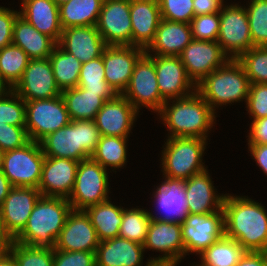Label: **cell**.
Instances as JSON below:
<instances>
[{
    "instance_id": "cell-1",
    "label": "cell",
    "mask_w": 267,
    "mask_h": 266,
    "mask_svg": "<svg viewBox=\"0 0 267 266\" xmlns=\"http://www.w3.org/2000/svg\"><path fill=\"white\" fill-rule=\"evenodd\" d=\"M224 235L246 251L267 252V212L248 197L226 195L223 202Z\"/></svg>"
},
{
    "instance_id": "cell-2",
    "label": "cell",
    "mask_w": 267,
    "mask_h": 266,
    "mask_svg": "<svg viewBox=\"0 0 267 266\" xmlns=\"http://www.w3.org/2000/svg\"><path fill=\"white\" fill-rule=\"evenodd\" d=\"M71 211L67 198L41 196L25 228L13 241L33 247L54 248Z\"/></svg>"
},
{
    "instance_id": "cell-3",
    "label": "cell",
    "mask_w": 267,
    "mask_h": 266,
    "mask_svg": "<svg viewBox=\"0 0 267 266\" xmlns=\"http://www.w3.org/2000/svg\"><path fill=\"white\" fill-rule=\"evenodd\" d=\"M168 105L166 101L158 112L171 133L168 138H207L206 134L213 126L216 116L196 90L186 97L176 99L172 106Z\"/></svg>"
},
{
    "instance_id": "cell-4",
    "label": "cell",
    "mask_w": 267,
    "mask_h": 266,
    "mask_svg": "<svg viewBox=\"0 0 267 266\" xmlns=\"http://www.w3.org/2000/svg\"><path fill=\"white\" fill-rule=\"evenodd\" d=\"M100 137L94 120H71L39 143L45 157L69 158L80 162L91 158Z\"/></svg>"
},
{
    "instance_id": "cell-5",
    "label": "cell",
    "mask_w": 267,
    "mask_h": 266,
    "mask_svg": "<svg viewBox=\"0 0 267 266\" xmlns=\"http://www.w3.org/2000/svg\"><path fill=\"white\" fill-rule=\"evenodd\" d=\"M250 82L236 59H229L222 67L215 69L197 85L196 91L215 112V106L226 105L245 99L249 93Z\"/></svg>"
},
{
    "instance_id": "cell-6",
    "label": "cell",
    "mask_w": 267,
    "mask_h": 266,
    "mask_svg": "<svg viewBox=\"0 0 267 266\" xmlns=\"http://www.w3.org/2000/svg\"><path fill=\"white\" fill-rule=\"evenodd\" d=\"M207 139L197 137H172L162 152L163 175L173 179L187 180L206 170L202 155Z\"/></svg>"
},
{
    "instance_id": "cell-7",
    "label": "cell",
    "mask_w": 267,
    "mask_h": 266,
    "mask_svg": "<svg viewBox=\"0 0 267 266\" xmlns=\"http://www.w3.org/2000/svg\"><path fill=\"white\" fill-rule=\"evenodd\" d=\"M44 159L40 143L30 140L20 148L3 153L1 170L12 186L38 189Z\"/></svg>"
},
{
    "instance_id": "cell-8",
    "label": "cell",
    "mask_w": 267,
    "mask_h": 266,
    "mask_svg": "<svg viewBox=\"0 0 267 266\" xmlns=\"http://www.w3.org/2000/svg\"><path fill=\"white\" fill-rule=\"evenodd\" d=\"M98 162L88 158L79 162L75 185L68 198L72 210H85L109 199L108 173Z\"/></svg>"
},
{
    "instance_id": "cell-9",
    "label": "cell",
    "mask_w": 267,
    "mask_h": 266,
    "mask_svg": "<svg viewBox=\"0 0 267 266\" xmlns=\"http://www.w3.org/2000/svg\"><path fill=\"white\" fill-rule=\"evenodd\" d=\"M68 111L60 96L25 101V127L31 141L40 142L48 134L70 123Z\"/></svg>"
},
{
    "instance_id": "cell-10",
    "label": "cell",
    "mask_w": 267,
    "mask_h": 266,
    "mask_svg": "<svg viewBox=\"0 0 267 266\" xmlns=\"http://www.w3.org/2000/svg\"><path fill=\"white\" fill-rule=\"evenodd\" d=\"M122 95L138 111L145 106L159 112L166 102L157 83L156 69L149 53H144L136 62L130 82Z\"/></svg>"
},
{
    "instance_id": "cell-11",
    "label": "cell",
    "mask_w": 267,
    "mask_h": 266,
    "mask_svg": "<svg viewBox=\"0 0 267 266\" xmlns=\"http://www.w3.org/2000/svg\"><path fill=\"white\" fill-rule=\"evenodd\" d=\"M217 42L226 55L230 53V59H237L254 47L246 8L238 4L227 5L224 8L222 6Z\"/></svg>"
},
{
    "instance_id": "cell-12",
    "label": "cell",
    "mask_w": 267,
    "mask_h": 266,
    "mask_svg": "<svg viewBox=\"0 0 267 266\" xmlns=\"http://www.w3.org/2000/svg\"><path fill=\"white\" fill-rule=\"evenodd\" d=\"M38 189L13 186L0 205L3 245L14 240L25 228L27 220L41 197Z\"/></svg>"
},
{
    "instance_id": "cell-13",
    "label": "cell",
    "mask_w": 267,
    "mask_h": 266,
    "mask_svg": "<svg viewBox=\"0 0 267 266\" xmlns=\"http://www.w3.org/2000/svg\"><path fill=\"white\" fill-rule=\"evenodd\" d=\"M185 255L206 250L224 235L223 209L207 214H188L181 224Z\"/></svg>"
},
{
    "instance_id": "cell-14",
    "label": "cell",
    "mask_w": 267,
    "mask_h": 266,
    "mask_svg": "<svg viewBox=\"0 0 267 266\" xmlns=\"http://www.w3.org/2000/svg\"><path fill=\"white\" fill-rule=\"evenodd\" d=\"M12 90L25 101L55 98L62 93L56 84L49 58L29 60Z\"/></svg>"
},
{
    "instance_id": "cell-15",
    "label": "cell",
    "mask_w": 267,
    "mask_h": 266,
    "mask_svg": "<svg viewBox=\"0 0 267 266\" xmlns=\"http://www.w3.org/2000/svg\"><path fill=\"white\" fill-rule=\"evenodd\" d=\"M217 41L192 40L181 52L187 76L197 85L203 78L222 67L230 58Z\"/></svg>"
},
{
    "instance_id": "cell-16",
    "label": "cell",
    "mask_w": 267,
    "mask_h": 266,
    "mask_svg": "<svg viewBox=\"0 0 267 266\" xmlns=\"http://www.w3.org/2000/svg\"><path fill=\"white\" fill-rule=\"evenodd\" d=\"M96 27L107 45H131L130 0H104Z\"/></svg>"
},
{
    "instance_id": "cell-17",
    "label": "cell",
    "mask_w": 267,
    "mask_h": 266,
    "mask_svg": "<svg viewBox=\"0 0 267 266\" xmlns=\"http://www.w3.org/2000/svg\"><path fill=\"white\" fill-rule=\"evenodd\" d=\"M145 53V49L132 45H107L102 57L105 80L117 94L127 88L135 64Z\"/></svg>"
},
{
    "instance_id": "cell-18",
    "label": "cell",
    "mask_w": 267,
    "mask_h": 266,
    "mask_svg": "<svg viewBox=\"0 0 267 266\" xmlns=\"http://www.w3.org/2000/svg\"><path fill=\"white\" fill-rule=\"evenodd\" d=\"M143 247L165 253L150 259L153 263L176 266L185 255L181 224L151 219Z\"/></svg>"
},
{
    "instance_id": "cell-19",
    "label": "cell",
    "mask_w": 267,
    "mask_h": 266,
    "mask_svg": "<svg viewBox=\"0 0 267 266\" xmlns=\"http://www.w3.org/2000/svg\"><path fill=\"white\" fill-rule=\"evenodd\" d=\"M149 56L154 61L159 92L165 101L190 95L189 88L196 90L179 56Z\"/></svg>"
},
{
    "instance_id": "cell-20",
    "label": "cell",
    "mask_w": 267,
    "mask_h": 266,
    "mask_svg": "<svg viewBox=\"0 0 267 266\" xmlns=\"http://www.w3.org/2000/svg\"><path fill=\"white\" fill-rule=\"evenodd\" d=\"M96 230L84 210H72L65 221L54 249L96 252L99 245Z\"/></svg>"
},
{
    "instance_id": "cell-21",
    "label": "cell",
    "mask_w": 267,
    "mask_h": 266,
    "mask_svg": "<svg viewBox=\"0 0 267 266\" xmlns=\"http://www.w3.org/2000/svg\"><path fill=\"white\" fill-rule=\"evenodd\" d=\"M79 162L69 158L45 157L38 190L42 196L69 198Z\"/></svg>"
},
{
    "instance_id": "cell-22",
    "label": "cell",
    "mask_w": 267,
    "mask_h": 266,
    "mask_svg": "<svg viewBox=\"0 0 267 266\" xmlns=\"http://www.w3.org/2000/svg\"><path fill=\"white\" fill-rule=\"evenodd\" d=\"M138 111L122 95L105 101L94 119L101 136L128 137Z\"/></svg>"
},
{
    "instance_id": "cell-23",
    "label": "cell",
    "mask_w": 267,
    "mask_h": 266,
    "mask_svg": "<svg viewBox=\"0 0 267 266\" xmlns=\"http://www.w3.org/2000/svg\"><path fill=\"white\" fill-rule=\"evenodd\" d=\"M57 44L82 64L102 56L107 47L96 25L65 28Z\"/></svg>"
},
{
    "instance_id": "cell-24",
    "label": "cell",
    "mask_w": 267,
    "mask_h": 266,
    "mask_svg": "<svg viewBox=\"0 0 267 266\" xmlns=\"http://www.w3.org/2000/svg\"><path fill=\"white\" fill-rule=\"evenodd\" d=\"M131 45L146 49L161 22L158 0H130Z\"/></svg>"
},
{
    "instance_id": "cell-25",
    "label": "cell",
    "mask_w": 267,
    "mask_h": 266,
    "mask_svg": "<svg viewBox=\"0 0 267 266\" xmlns=\"http://www.w3.org/2000/svg\"><path fill=\"white\" fill-rule=\"evenodd\" d=\"M142 244L125 238L115 237L99 242L95 252L96 266H141ZM153 262L148 261L146 266Z\"/></svg>"
},
{
    "instance_id": "cell-26",
    "label": "cell",
    "mask_w": 267,
    "mask_h": 266,
    "mask_svg": "<svg viewBox=\"0 0 267 266\" xmlns=\"http://www.w3.org/2000/svg\"><path fill=\"white\" fill-rule=\"evenodd\" d=\"M184 187L188 214H207L222 210L226 195L215 194L207 170L184 180Z\"/></svg>"
},
{
    "instance_id": "cell-27",
    "label": "cell",
    "mask_w": 267,
    "mask_h": 266,
    "mask_svg": "<svg viewBox=\"0 0 267 266\" xmlns=\"http://www.w3.org/2000/svg\"><path fill=\"white\" fill-rule=\"evenodd\" d=\"M165 177V181L154 192V198L166 214L163 216H154L150 213V218L171 223L182 224L188 215V207L186 201V190L184 180Z\"/></svg>"
},
{
    "instance_id": "cell-28",
    "label": "cell",
    "mask_w": 267,
    "mask_h": 266,
    "mask_svg": "<svg viewBox=\"0 0 267 266\" xmlns=\"http://www.w3.org/2000/svg\"><path fill=\"white\" fill-rule=\"evenodd\" d=\"M192 40L190 24L161 19L155 37L145 53L152 50L157 56H179Z\"/></svg>"
},
{
    "instance_id": "cell-29",
    "label": "cell",
    "mask_w": 267,
    "mask_h": 266,
    "mask_svg": "<svg viewBox=\"0 0 267 266\" xmlns=\"http://www.w3.org/2000/svg\"><path fill=\"white\" fill-rule=\"evenodd\" d=\"M23 10V11H22ZM20 16L56 43L62 34L59 6L54 0H22Z\"/></svg>"
},
{
    "instance_id": "cell-30",
    "label": "cell",
    "mask_w": 267,
    "mask_h": 266,
    "mask_svg": "<svg viewBox=\"0 0 267 266\" xmlns=\"http://www.w3.org/2000/svg\"><path fill=\"white\" fill-rule=\"evenodd\" d=\"M12 44L20 47L30 60H35L49 58L57 43L19 15L13 25Z\"/></svg>"
},
{
    "instance_id": "cell-31",
    "label": "cell",
    "mask_w": 267,
    "mask_h": 266,
    "mask_svg": "<svg viewBox=\"0 0 267 266\" xmlns=\"http://www.w3.org/2000/svg\"><path fill=\"white\" fill-rule=\"evenodd\" d=\"M70 120H94L105 101L100 93L87 92L80 87L62 90Z\"/></svg>"
},
{
    "instance_id": "cell-32",
    "label": "cell",
    "mask_w": 267,
    "mask_h": 266,
    "mask_svg": "<svg viewBox=\"0 0 267 266\" xmlns=\"http://www.w3.org/2000/svg\"><path fill=\"white\" fill-rule=\"evenodd\" d=\"M123 210V208L113 205L109 200L84 210L90 217L99 241L118 237Z\"/></svg>"
},
{
    "instance_id": "cell-33",
    "label": "cell",
    "mask_w": 267,
    "mask_h": 266,
    "mask_svg": "<svg viewBox=\"0 0 267 266\" xmlns=\"http://www.w3.org/2000/svg\"><path fill=\"white\" fill-rule=\"evenodd\" d=\"M104 0H69L59 5L62 29L96 25Z\"/></svg>"
},
{
    "instance_id": "cell-34",
    "label": "cell",
    "mask_w": 267,
    "mask_h": 266,
    "mask_svg": "<svg viewBox=\"0 0 267 266\" xmlns=\"http://www.w3.org/2000/svg\"><path fill=\"white\" fill-rule=\"evenodd\" d=\"M49 60L56 84L61 91L78 86L82 62L64 51L58 44L53 48Z\"/></svg>"
},
{
    "instance_id": "cell-35",
    "label": "cell",
    "mask_w": 267,
    "mask_h": 266,
    "mask_svg": "<svg viewBox=\"0 0 267 266\" xmlns=\"http://www.w3.org/2000/svg\"><path fill=\"white\" fill-rule=\"evenodd\" d=\"M245 252L237 241L223 235L200 254V266H236Z\"/></svg>"
},
{
    "instance_id": "cell-36",
    "label": "cell",
    "mask_w": 267,
    "mask_h": 266,
    "mask_svg": "<svg viewBox=\"0 0 267 266\" xmlns=\"http://www.w3.org/2000/svg\"><path fill=\"white\" fill-rule=\"evenodd\" d=\"M78 87L87 92L100 93V97L104 101H108L117 95L105 80L102 56L81 65Z\"/></svg>"
},
{
    "instance_id": "cell-37",
    "label": "cell",
    "mask_w": 267,
    "mask_h": 266,
    "mask_svg": "<svg viewBox=\"0 0 267 266\" xmlns=\"http://www.w3.org/2000/svg\"><path fill=\"white\" fill-rule=\"evenodd\" d=\"M28 55L18 46L10 44L0 50V80L12 89L21 79L29 62Z\"/></svg>"
},
{
    "instance_id": "cell-38",
    "label": "cell",
    "mask_w": 267,
    "mask_h": 266,
    "mask_svg": "<svg viewBox=\"0 0 267 266\" xmlns=\"http://www.w3.org/2000/svg\"><path fill=\"white\" fill-rule=\"evenodd\" d=\"M126 139L128 137L101 136L91 158L105 169L106 166L121 168L127 159Z\"/></svg>"
},
{
    "instance_id": "cell-39",
    "label": "cell",
    "mask_w": 267,
    "mask_h": 266,
    "mask_svg": "<svg viewBox=\"0 0 267 266\" xmlns=\"http://www.w3.org/2000/svg\"><path fill=\"white\" fill-rule=\"evenodd\" d=\"M3 246L13 255L17 266H53L54 248L33 247L13 240Z\"/></svg>"
},
{
    "instance_id": "cell-40",
    "label": "cell",
    "mask_w": 267,
    "mask_h": 266,
    "mask_svg": "<svg viewBox=\"0 0 267 266\" xmlns=\"http://www.w3.org/2000/svg\"><path fill=\"white\" fill-rule=\"evenodd\" d=\"M150 221V212L145 209H125L123 210L122 223L120 225L118 237L143 245Z\"/></svg>"
},
{
    "instance_id": "cell-41",
    "label": "cell",
    "mask_w": 267,
    "mask_h": 266,
    "mask_svg": "<svg viewBox=\"0 0 267 266\" xmlns=\"http://www.w3.org/2000/svg\"><path fill=\"white\" fill-rule=\"evenodd\" d=\"M236 60L242 65L250 84L267 83V46L253 47Z\"/></svg>"
},
{
    "instance_id": "cell-42",
    "label": "cell",
    "mask_w": 267,
    "mask_h": 266,
    "mask_svg": "<svg viewBox=\"0 0 267 266\" xmlns=\"http://www.w3.org/2000/svg\"><path fill=\"white\" fill-rule=\"evenodd\" d=\"M246 8L254 47L267 46V0H251Z\"/></svg>"
},
{
    "instance_id": "cell-43",
    "label": "cell",
    "mask_w": 267,
    "mask_h": 266,
    "mask_svg": "<svg viewBox=\"0 0 267 266\" xmlns=\"http://www.w3.org/2000/svg\"><path fill=\"white\" fill-rule=\"evenodd\" d=\"M0 123L25 126V100L12 89L0 96Z\"/></svg>"
},
{
    "instance_id": "cell-44",
    "label": "cell",
    "mask_w": 267,
    "mask_h": 266,
    "mask_svg": "<svg viewBox=\"0 0 267 266\" xmlns=\"http://www.w3.org/2000/svg\"><path fill=\"white\" fill-rule=\"evenodd\" d=\"M190 27L194 40L217 41L220 31V12L194 16Z\"/></svg>"
},
{
    "instance_id": "cell-45",
    "label": "cell",
    "mask_w": 267,
    "mask_h": 266,
    "mask_svg": "<svg viewBox=\"0 0 267 266\" xmlns=\"http://www.w3.org/2000/svg\"><path fill=\"white\" fill-rule=\"evenodd\" d=\"M162 19L190 24L195 16L193 0H158Z\"/></svg>"
},
{
    "instance_id": "cell-46",
    "label": "cell",
    "mask_w": 267,
    "mask_h": 266,
    "mask_svg": "<svg viewBox=\"0 0 267 266\" xmlns=\"http://www.w3.org/2000/svg\"><path fill=\"white\" fill-rule=\"evenodd\" d=\"M30 141L25 126L0 123V150L4 153L26 145Z\"/></svg>"
},
{
    "instance_id": "cell-47",
    "label": "cell",
    "mask_w": 267,
    "mask_h": 266,
    "mask_svg": "<svg viewBox=\"0 0 267 266\" xmlns=\"http://www.w3.org/2000/svg\"><path fill=\"white\" fill-rule=\"evenodd\" d=\"M246 103L253 119L267 117V83L250 84Z\"/></svg>"
},
{
    "instance_id": "cell-48",
    "label": "cell",
    "mask_w": 267,
    "mask_h": 266,
    "mask_svg": "<svg viewBox=\"0 0 267 266\" xmlns=\"http://www.w3.org/2000/svg\"><path fill=\"white\" fill-rule=\"evenodd\" d=\"M53 266H96L95 252L54 249Z\"/></svg>"
},
{
    "instance_id": "cell-49",
    "label": "cell",
    "mask_w": 267,
    "mask_h": 266,
    "mask_svg": "<svg viewBox=\"0 0 267 266\" xmlns=\"http://www.w3.org/2000/svg\"><path fill=\"white\" fill-rule=\"evenodd\" d=\"M20 12L0 7V50L12 44L13 25Z\"/></svg>"
},
{
    "instance_id": "cell-50",
    "label": "cell",
    "mask_w": 267,
    "mask_h": 266,
    "mask_svg": "<svg viewBox=\"0 0 267 266\" xmlns=\"http://www.w3.org/2000/svg\"><path fill=\"white\" fill-rule=\"evenodd\" d=\"M248 145H267V117L253 119Z\"/></svg>"
},
{
    "instance_id": "cell-51",
    "label": "cell",
    "mask_w": 267,
    "mask_h": 266,
    "mask_svg": "<svg viewBox=\"0 0 267 266\" xmlns=\"http://www.w3.org/2000/svg\"><path fill=\"white\" fill-rule=\"evenodd\" d=\"M223 3L222 0H193L194 14L198 16L220 12Z\"/></svg>"
},
{
    "instance_id": "cell-52",
    "label": "cell",
    "mask_w": 267,
    "mask_h": 266,
    "mask_svg": "<svg viewBox=\"0 0 267 266\" xmlns=\"http://www.w3.org/2000/svg\"><path fill=\"white\" fill-rule=\"evenodd\" d=\"M236 266H267V252L246 251Z\"/></svg>"
},
{
    "instance_id": "cell-53",
    "label": "cell",
    "mask_w": 267,
    "mask_h": 266,
    "mask_svg": "<svg viewBox=\"0 0 267 266\" xmlns=\"http://www.w3.org/2000/svg\"><path fill=\"white\" fill-rule=\"evenodd\" d=\"M249 149L257 164L267 175V145H249Z\"/></svg>"
},
{
    "instance_id": "cell-54",
    "label": "cell",
    "mask_w": 267,
    "mask_h": 266,
    "mask_svg": "<svg viewBox=\"0 0 267 266\" xmlns=\"http://www.w3.org/2000/svg\"><path fill=\"white\" fill-rule=\"evenodd\" d=\"M12 187L13 186L9 182L8 178L3 174L2 170L0 169V205L3 203Z\"/></svg>"
},
{
    "instance_id": "cell-55",
    "label": "cell",
    "mask_w": 267,
    "mask_h": 266,
    "mask_svg": "<svg viewBox=\"0 0 267 266\" xmlns=\"http://www.w3.org/2000/svg\"><path fill=\"white\" fill-rule=\"evenodd\" d=\"M0 266H17L13 255L4 246H0Z\"/></svg>"
},
{
    "instance_id": "cell-56",
    "label": "cell",
    "mask_w": 267,
    "mask_h": 266,
    "mask_svg": "<svg viewBox=\"0 0 267 266\" xmlns=\"http://www.w3.org/2000/svg\"><path fill=\"white\" fill-rule=\"evenodd\" d=\"M7 87L8 86H5V84L0 80V96L7 91Z\"/></svg>"
},
{
    "instance_id": "cell-57",
    "label": "cell",
    "mask_w": 267,
    "mask_h": 266,
    "mask_svg": "<svg viewBox=\"0 0 267 266\" xmlns=\"http://www.w3.org/2000/svg\"><path fill=\"white\" fill-rule=\"evenodd\" d=\"M0 246H3V234H2V224H1V213H0Z\"/></svg>"
},
{
    "instance_id": "cell-58",
    "label": "cell",
    "mask_w": 267,
    "mask_h": 266,
    "mask_svg": "<svg viewBox=\"0 0 267 266\" xmlns=\"http://www.w3.org/2000/svg\"><path fill=\"white\" fill-rule=\"evenodd\" d=\"M151 266H173V265L162 264V263H153Z\"/></svg>"
},
{
    "instance_id": "cell-59",
    "label": "cell",
    "mask_w": 267,
    "mask_h": 266,
    "mask_svg": "<svg viewBox=\"0 0 267 266\" xmlns=\"http://www.w3.org/2000/svg\"><path fill=\"white\" fill-rule=\"evenodd\" d=\"M54 1H55V2L57 3V5L59 6V5L65 3V2H67V1H69V0H54Z\"/></svg>"
},
{
    "instance_id": "cell-60",
    "label": "cell",
    "mask_w": 267,
    "mask_h": 266,
    "mask_svg": "<svg viewBox=\"0 0 267 266\" xmlns=\"http://www.w3.org/2000/svg\"><path fill=\"white\" fill-rule=\"evenodd\" d=\"M2 155H3V152L0 150V169L2 167Z\"/></svg>"
}]
</instances>
